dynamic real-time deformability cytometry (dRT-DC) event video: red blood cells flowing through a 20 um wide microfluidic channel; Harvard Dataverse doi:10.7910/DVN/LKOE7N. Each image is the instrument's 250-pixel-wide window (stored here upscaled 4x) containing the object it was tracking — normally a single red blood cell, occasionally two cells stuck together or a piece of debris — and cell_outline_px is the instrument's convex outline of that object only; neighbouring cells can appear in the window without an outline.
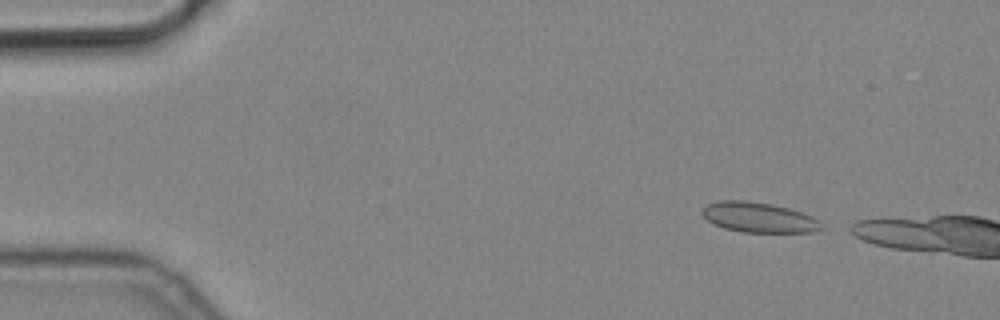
{"species": "common noctule bat (a hibernating species)", "species_latin": "Nyctalus noctula", "temperature_condition": "cold", "stored_images_in_passage": 3, "camera_frame_rate_fps": 3000, "um_per_image_px": 0.085, "animal": {"sex": "male", "body_mass_g": 19.2, "forearm_length_mm": 51.8}, "frame": {"image": 1, "passage_image": 1, "time_ms": 0.0, "image_size_px": [1000, 320], "cell_outline_px": [[824, 228], [816, 232], [740, 232], [724, 228], [712, 224], [700, 212], [708, 204], [720, 200], [744, 200], [768, 204], [788, 208], [812, 216], [820, 220]], "centroid_in_image_um": [64.5, 18.49], "position_along_channel_um": 20.5, "area_um2": 20.92}}